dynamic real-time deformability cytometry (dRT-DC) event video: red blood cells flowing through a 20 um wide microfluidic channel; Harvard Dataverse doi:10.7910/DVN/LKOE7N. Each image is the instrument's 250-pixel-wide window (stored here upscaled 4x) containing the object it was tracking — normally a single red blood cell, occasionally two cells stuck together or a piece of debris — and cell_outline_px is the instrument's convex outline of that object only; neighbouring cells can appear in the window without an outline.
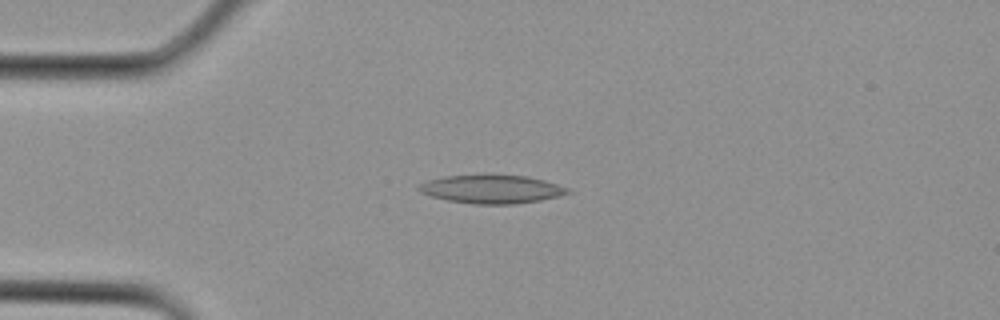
{"species": "Egyptian fruit bat (a non-hibernating species)", "species_latin": "Rousettus aegyptiacus", "temperature_condition": "cold", "stored_images_in_passage": 2, "camera_frame_rate_fps": 3000, "um_per_image_px": 0.085, "animal": {"sex": "female"}, "frame": {"image": 1, "passage_image": 2, "time_ms": 0.333, "image_size_px": [1000, 320], "cell_outline_px": [[572, 192], [540, 200], [516, 204], [472, 204], [448, 200], [432, 196], [420, 192], [416, 188], [420, 184], [428, 180], [444, 176], [484, 172], [528, 176], [544, 180], [568, 188]], "centroid_in_image_um": [41.75, 16.03], "position_along_channel_um": 43.2, "area_um2": 25.37}}